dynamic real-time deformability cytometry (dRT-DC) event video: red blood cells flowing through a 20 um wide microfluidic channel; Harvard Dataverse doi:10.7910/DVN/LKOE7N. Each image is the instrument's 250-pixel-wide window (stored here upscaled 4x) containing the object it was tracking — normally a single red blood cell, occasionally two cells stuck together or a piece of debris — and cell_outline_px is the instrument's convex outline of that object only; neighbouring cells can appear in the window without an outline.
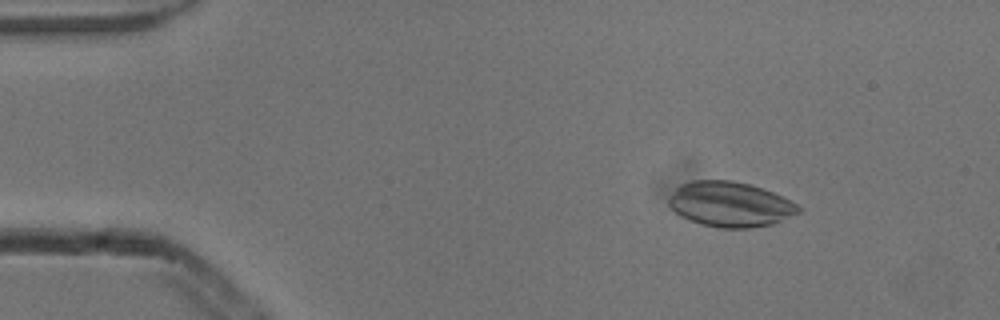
{"species": "common noctule bat (a hibernating species)", "species_latin": "Nyctalus noctula", "temperature_condition": "cold", "stored_images_in_passage": 4, "camera_frame_rate_fps": 3000, "um_per_image_px": 0.085, "animal": {"sex": "male", "body_mass_g": 13.3}, "frame": {"image": 1, "passage_image": 2, "time_ms": 0.333, "image_size_px": [1000, 320], "cell_outline_px": [[800, 212], [772, 224], [752, 228], [716, 228], [700, 224], [680, 216], [668, 204], [668, 200], [676, 188], [680, 184], [692, 180], [732, 180], [764, 188], [796, 204], [800, 208]], "centroid_in_image_um": [62.03, 17.37], "position_along_channel_um": 23.0, "area_um2": 33.99}}
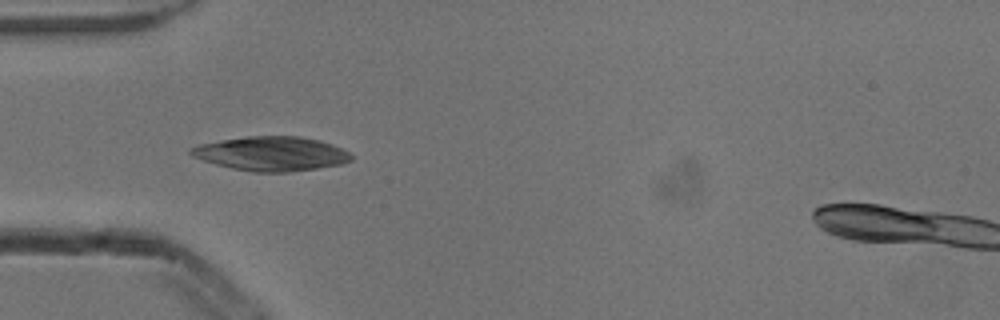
{"frame": {"image": 2, "passage_image": 4, "time_ms": 1.0, "image_size_px": [1000, 320], "cell_outline_px": [[352, 160], [344, 164], [288, 172], [252, 172], [232, 168], [216, 164], [192, 156], [188, 152], [188, 148], [200, 144], [220, 140], [248, 136], [300, 136], [320, 140], [332, 144], [348, 152], [352, 156]], "centroid_in_image_um": [23.06, 13.06], "position_along_channel_um": 61.9, "area_um2": 32.02}}